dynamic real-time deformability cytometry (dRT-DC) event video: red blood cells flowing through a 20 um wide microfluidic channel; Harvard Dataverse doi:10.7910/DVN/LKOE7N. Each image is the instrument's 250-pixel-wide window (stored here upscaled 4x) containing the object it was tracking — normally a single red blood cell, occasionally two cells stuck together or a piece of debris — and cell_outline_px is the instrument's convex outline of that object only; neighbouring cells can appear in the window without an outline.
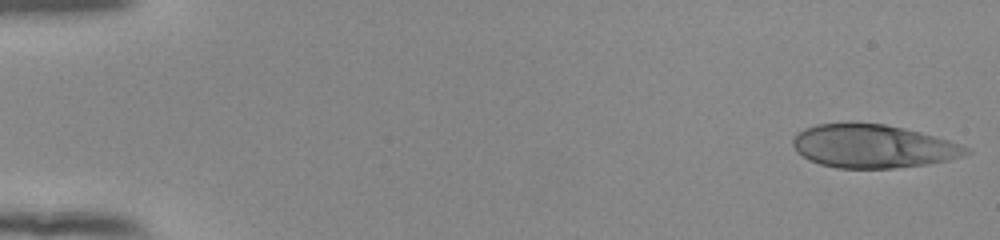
{"species": "human", "species_latin": "Homo sapiens", "temperature_condition": "room temperature", "stored_images_in_passage": 52, "camera_frame_rate_fps": 3000, "um_per_image_px": 0.085, "donor": {"sex": "female"}, "frame": {"image": 1, "passage_image": 1, "time_ms": 0.0, "image_size_px": [1000, 240], "cell_outline_px": [[972, 152], [964, 156], [948, 160], [928, 164], [892, 168], [836, 168], [820, 164], [808, 160], [796, 152], [792, 144], [792, 140], [796, 132], [804, 128], [816, 124], [884, 124], [904, 128], [936, 136], [948, 140], [968, 148]], "centroid_in_image_um": [74.18, 12.44], "position_along_channel_um": 10.8, "area_um2": 43.64}}
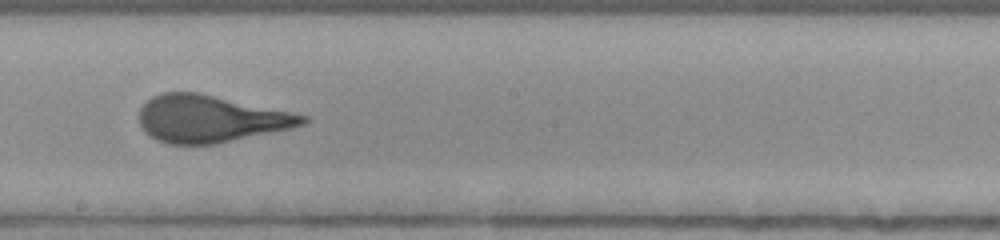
{"frame": {"image": 2, "passage_image": 30, "time_ms": 9.667, "image_size_px": [1000, 240], "cell_outline_px": [[312, 116], [304, 124], [292, 128], [216, 144], [168, 144], [156, 140], [144, 132], [140, 124], [140, 108], [152, 96], [160, 92], [196, 92]], "centroid_in_image_um": [17.89, 10.1], "position_along_channel_um": 230.3, "area_um2": 44.91}}
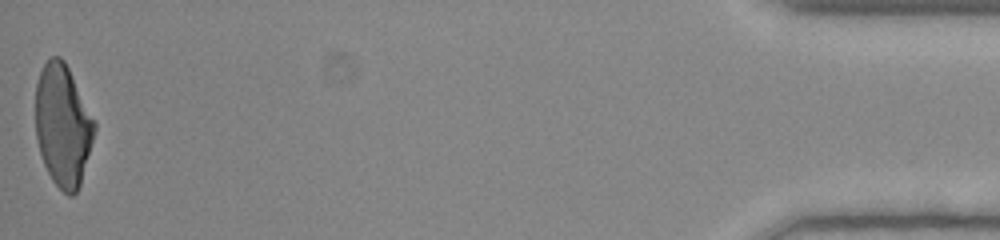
{"frame": {"image": 3, "passage_image": 52, "time_ms": 17.0, "image_size_px": [1000, 240], "cell_outline_px": [[96, 128], [80, 184], [76, 192], [72, 196], [68, 196], [52, 180], [44, 164], [40, 152], [36, 136], [36, 84], [40, 72], [44, 64], [52, 56], [60, 56], [64, 60], [96, 124]], "centroid_in_image_um": [5.33, 10.66], "position_along_channel_um": 429.9, "area_um2": 41.27}, "authors_computed_cell_mechanics": {"area_um2": 44.6216, "velocity_mm_per_s": 3.9225, "shape_relaxation_time_tau1_ms": 4.7217, "shape_relaxation_time_tau2_ms": null, "deformation_change_tau1": 0.2111, "deformation_change_tau2": null}}